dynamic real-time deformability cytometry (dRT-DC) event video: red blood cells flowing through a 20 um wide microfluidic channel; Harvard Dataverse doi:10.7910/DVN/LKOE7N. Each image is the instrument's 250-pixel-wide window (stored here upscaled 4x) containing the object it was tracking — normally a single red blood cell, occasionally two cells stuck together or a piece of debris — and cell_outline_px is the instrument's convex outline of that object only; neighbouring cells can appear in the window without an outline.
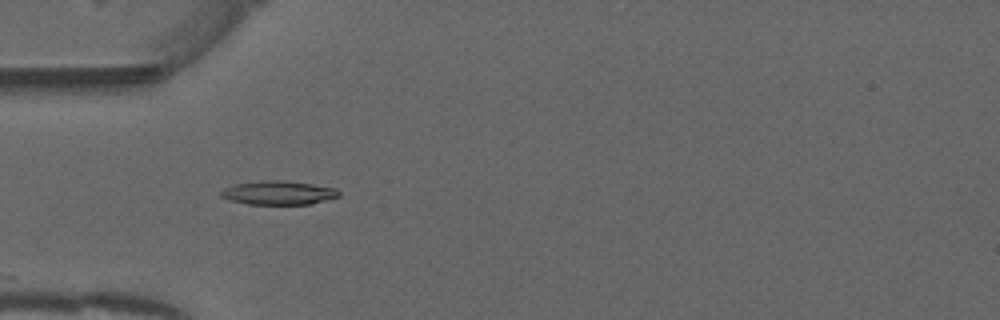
{"species": "common noctule bat (a hibernating species)", "species_latin": "Nyctalus noctula", "temperature_condition": "warm", "stored_images_in_passage": 17, "camera_frame_rate_fps": 3000, "um_per_image_px": 0.085, "animal": {"sex": "male", "forearm_length_mm": 52.5}, "frame": {"image": 1, "passage_image": 1, "time_ms": 0.0, "image_size_px": [1000, 320], "cell_outline_px": [[340, 196], [312, 204], [248, 204], [228, 200], [220, 196], [220, 192], [224, 188], [236, 184], [264, 180], [284, 180], [312, 184], [336, 188], [340, 192]], "centroid_in_image_um": [23.67, 16.39], "position_along_channel_um": 61.3, "area_um2": 16.42}}
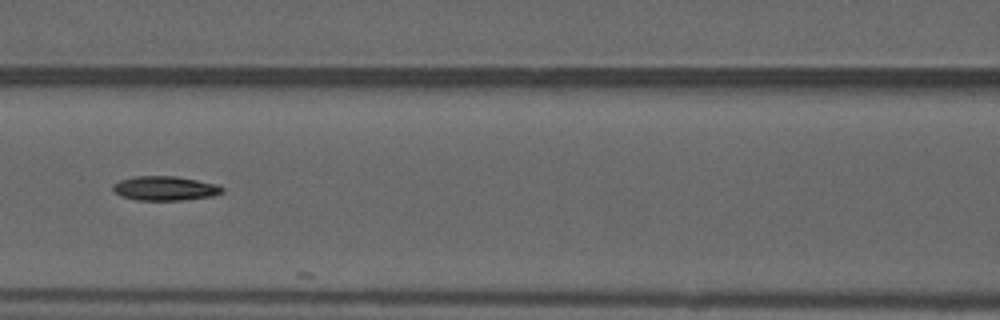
{"frame": {"image": 2, "passage_image": 8, "time_ms": 2.333, "image_size_px": [1000, 320], "cell_outline_px": [[224, 192], [212, 196], [180, 200], [136, 200], [120, 196], [112, 188], [112, 184], [120, 180], [132, 176], [176, 176], [220, 184], [224, 188]], "centroid_in_image_um": [14.04, 16.0], "position_along_channel_um": 152.6, "area_um2": 15.66}}
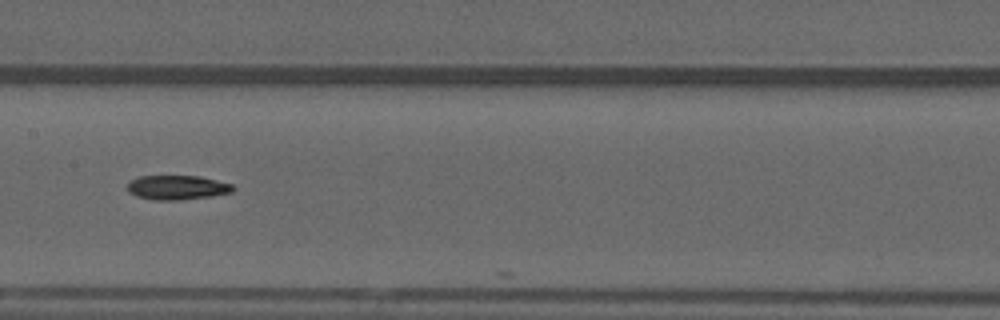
{"frame": {"image": 3, "passage_image": 11, "time_ms": 3.333, "image_size_px": [1000, 320], "cell_outline_px": [[236, 188], [232, 192], [212, 196], [176, 200], [156, 200], [136, 196], [128, 192], [128, 184], [132, 180], [140, 176], [200, 176], [232, 184]], "centroid_in_image_um": [15.08, 15.93], "position_along_channel_um": 192.3, "area_um2": 14.91}}